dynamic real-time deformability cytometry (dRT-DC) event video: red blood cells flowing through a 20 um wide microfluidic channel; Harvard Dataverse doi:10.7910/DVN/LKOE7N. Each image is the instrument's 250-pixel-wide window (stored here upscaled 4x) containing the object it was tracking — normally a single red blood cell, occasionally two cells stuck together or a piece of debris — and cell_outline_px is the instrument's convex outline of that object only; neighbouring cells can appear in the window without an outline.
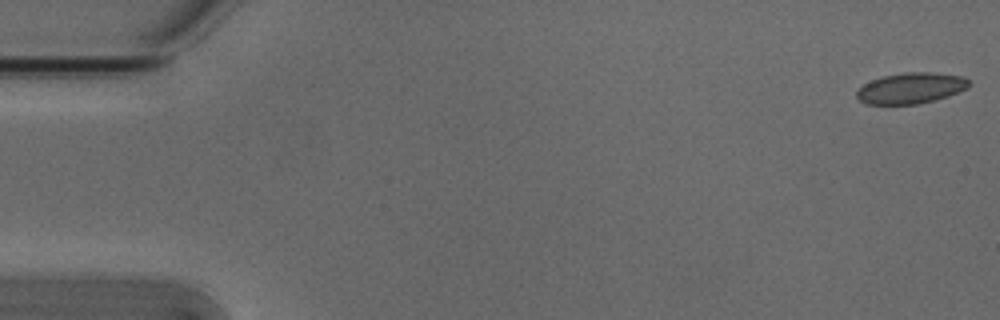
{"species": "Egyptian fruit bat (a non-hibernating species)", "species_latin": "Rousettus aegyptiacus", "temperature_condition": "cold", "stored_images_in_passage": 53, "camera_frame_rate_fps": 3000, "um_per_image_px": 0.085, "animal": {"sex": "male"}, "frame": {"image": 1, "passage_image": 1, "time_ms": 0.0, "image_size_px": [1000, 320], "cell_outline_px": [[968, 88], [948, 96], [916, 104], [868, 104], [860, 100], [856, 96], [856, 92], [864, 84], [872, 80], [884, 76], [904, 72], [932, 72], [964, 76], [968, 80]], "centroid_in_image_um": [77.43, 7.48], "position_along_channel_um": 7.6, "area_um2": 20.0}}
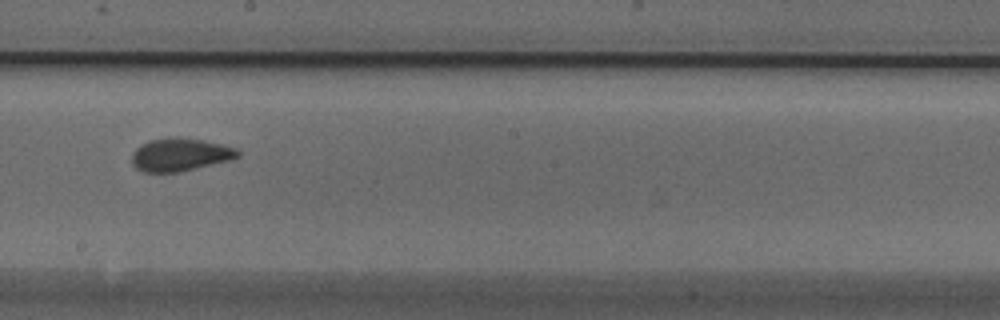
{"frame": {"image": 2, "passage_image": 30, "time_ms": 9.667, "image_size_px": [1000, 320], "cell_outline_px": [[240, 156], [228, 160], [180, 172], [144, 172], [136, 168], [132, 164], [132, 152], [140, 144], [148, 140], [168, 136], [180, 136], [204, 140], [224, 144], [236, 148], [240, 152]], "centroid_in_image_um": [15.29, 13.11], "position_along_channel_um": 232.9, "area_um2": 20.69}}
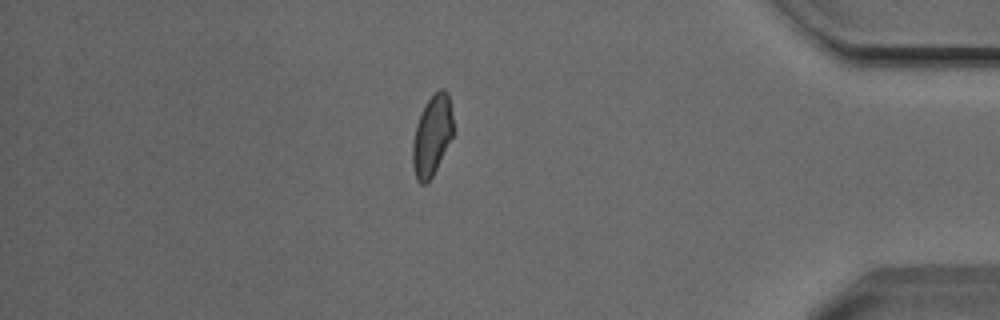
{"frame": {"image": 3, "passage_image": 46, "time_ms": 15.0, "image_size_px": [1000, 320], "cell_outline_px": [[452, 136], [432, 176], [424, 184], [420, 184], [416, 180], [412, 164], [412, 144], [416, 124], [424, 104], [440, 88], [444, 88], [448, 92], [452, 116]], "centroid_in_image_um": [36.69, 11.51], "position_along_channel_um": 398.5, "area_um2": 18.79}, "authors_computed_cell_mechanics": {"area_um2": 19.8254, "velocity_mm_per_s": 3.8139, "shape_relaxation_time_tau1_ms": 5.9735, "shape_relaxation_time_tau2_ms": 0.9619, "deformation_change_tau1": 0.1109, "deformation_change_tau2": 0.0441}}